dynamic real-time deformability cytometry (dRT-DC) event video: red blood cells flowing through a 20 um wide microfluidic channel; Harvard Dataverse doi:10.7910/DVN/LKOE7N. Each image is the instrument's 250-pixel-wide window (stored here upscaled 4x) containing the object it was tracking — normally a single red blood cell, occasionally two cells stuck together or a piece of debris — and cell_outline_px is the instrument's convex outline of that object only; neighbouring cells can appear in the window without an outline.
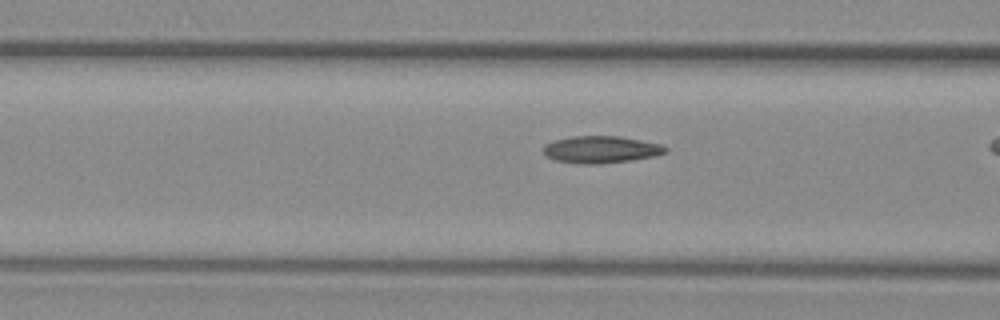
{"species": "common noctule bat (a hibernating species)", "species_latin": "Nyctalus noctula", "temperature_condition": "warm", "stored_images_in_passage": 20, "camera_frame_rate_fps": 3000, "um_per_image_px": 0.085, "animal": {"sex": "female", "body_mass_g": 29.2, "forearm_length_mm": 56.3}, "frame": {"image": 1, "passage_image": 5, "time_ms": 1.333, "image_size_px": [1000, 320], "cell_outline_px": [[668, 152], [656, 156], [632, 160], [600, 164], [580, 164], [556, 160], [548, 156], [544, 152], [544, 144], [556, 140], [572, 136], [620, 136], [660, 144], [668, 148]], "centroid_in_image_um": [51.13, 12.71], "position_along_channel_um": 115.5, "area_um2": 19.25}}
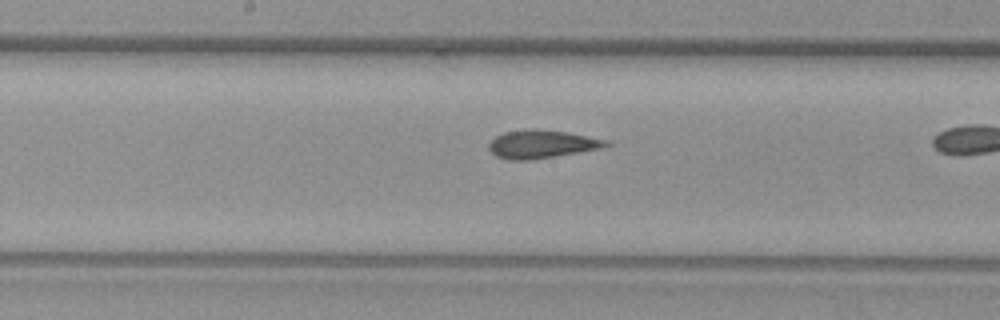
{"frame": {"image": 2, "passage_image": 12, "time_ms": 3.667, "image_size_px": [1000, 320], "cell_outline_px": [[612, 144], [600, 148], [532, 160], [508, 160], [496, 156], [488, 148], [488, 144], [496, 136], [504, 132], [532, 128], [536, 128], [564, 132], [612, 140]], "centroid_in_image_um": [46.05, 12.25], "position_along_channel_um": 202.2, "area_um2": 19.25}}
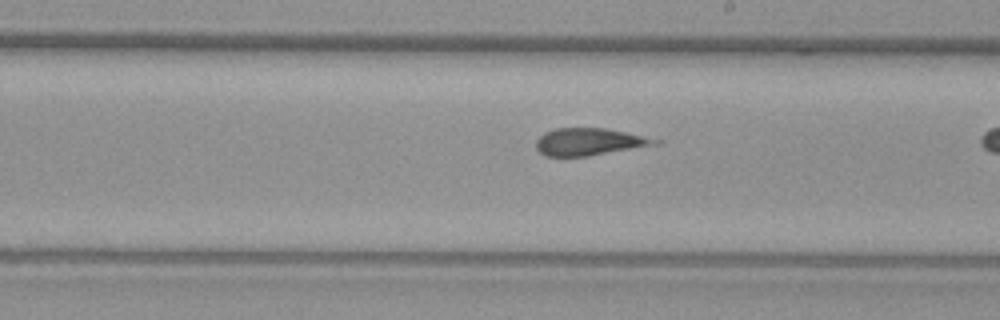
{"frame": {"image": 3, "passage_image": 15, "time_ms": 4.667, "image_size_px": [1000, 320], "cell_outline_px": [[664, 140], [660, 144], [588, 156], [544, 156], [536, 148], [536, 140], [544, 132], [556, 128], [608, 128]], "centroid_in_image_um": [50.13, 12.04], "position_along_channel_um": 238.9, "area_um2": 19.07}}